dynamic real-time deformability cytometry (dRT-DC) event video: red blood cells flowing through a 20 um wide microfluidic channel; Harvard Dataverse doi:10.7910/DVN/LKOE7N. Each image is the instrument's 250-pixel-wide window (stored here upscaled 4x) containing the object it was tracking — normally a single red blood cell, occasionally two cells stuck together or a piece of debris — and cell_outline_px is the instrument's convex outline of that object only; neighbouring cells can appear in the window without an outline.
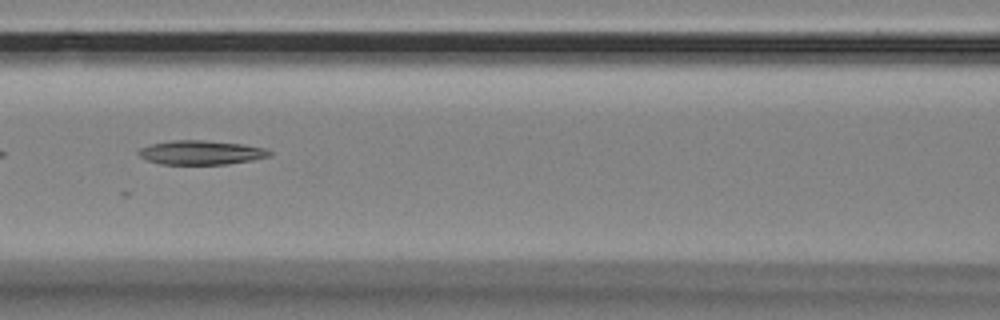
{"species": "Egyptian fruit bat (a non-hibernating species)", "species_latin": "Rousettus aegyptiacus", "temperature_condition": "room temperature", "stored_images_in_passage": 4, "camera_frame_rate_fps": 3000, "um_per_image_px": 0.085, "animal": {"sex": "female"}, "frame": {"image": 1, "passage_image": 3, "time_ms": 0.667, "image_size_px": [1000, 320], "cell_outline_px": [[272, 156], [252, 160], [228, 164], [160, 164], [148, 160], [140, 156], [136, 152], [140, 148], [152, 144], [172, 140], [204, 140], [244, 144], [264, 148], [272, 152]], "centroid_in_image_um": [17.11, 12.96], "position_along_channel_um": 149.5, "area_um2": 18.44}}
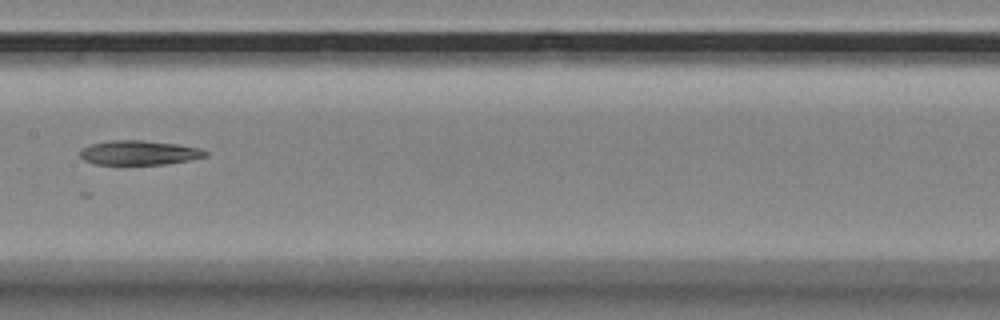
{"frame": {"image": 2, "passage_image": 4, "time_ms": 1.0, "image_size_px": [1000, 320], "cell_outline_px": [[208, 156], [188, 160], [164, 164], [96, 164], [84, 160], [80, 156], [80, 148], [92, 144], [112, 140], [140, 140], [176, 144], [200, 148], [208, 152]], "centroid_in_image_um": [11.81, 12.98], "position_along_channel_um": 195.6, "area_um2": 17.69}}